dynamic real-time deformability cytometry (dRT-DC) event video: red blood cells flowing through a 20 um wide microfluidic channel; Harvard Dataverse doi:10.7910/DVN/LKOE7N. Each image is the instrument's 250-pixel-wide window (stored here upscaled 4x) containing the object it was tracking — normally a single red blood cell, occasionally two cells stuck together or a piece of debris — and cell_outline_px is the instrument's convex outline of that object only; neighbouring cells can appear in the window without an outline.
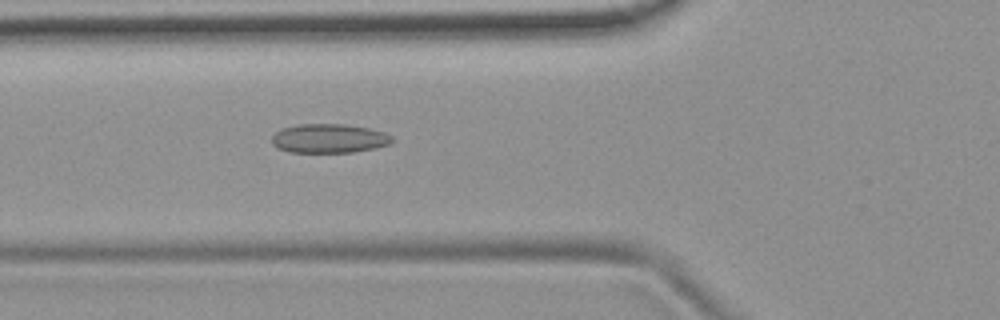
{"species": "common noctule bat (a hibernating species)", "species_latin": "Nyctalus noctula", "temperature_condition": "room temperature", "stored_images_in_passage": 53, "camera_frame_rate_fps": 3000, "um_per_image_px": 0.085, "animal": {"sex": "female", "body_mass_g": 19.9}, "frame": {"image": 1, "passage_image": 19, "time_ms": 6.0, "image_size_px": [1000, 320], "cell_outline_px": [[396, 140], [388, 144], [376, 148], [352, 152], [288, 152], [276, 148], [272, 144], [272, 136], [276, 132], [284, 128], [300, 124], [344, 124], [368, 128], [384, 132], [392, 136]], "centroid_in_image_um": [27.98, 11.77], "position_along_channel_um": 97.8, "area_um2": 20.4}}
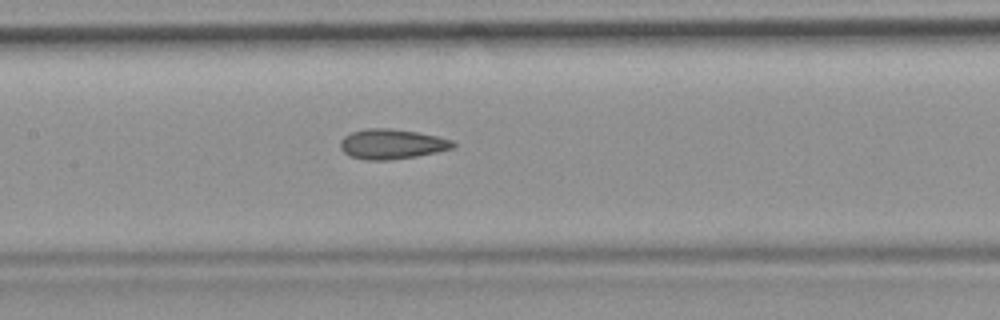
{"frame": {"image": 2, "passage_image": 25, "time_ms": 8.0, "image_size_px": [1000, 320], "cell_outline_px": [[456, 144], [452, 148], [436, 152], [416, 156], [388, 160], [364, 160], [348, 156], [340, 148], [340, 140], [344, 136], [352, 132], [364, 128], [392, 128], [416, 132], [436, 136], [452, 140]], "centroid_in_image_um": [33.25, 12.24], "position_along_channel_um": 174.1, "area_um2": 19.71}}
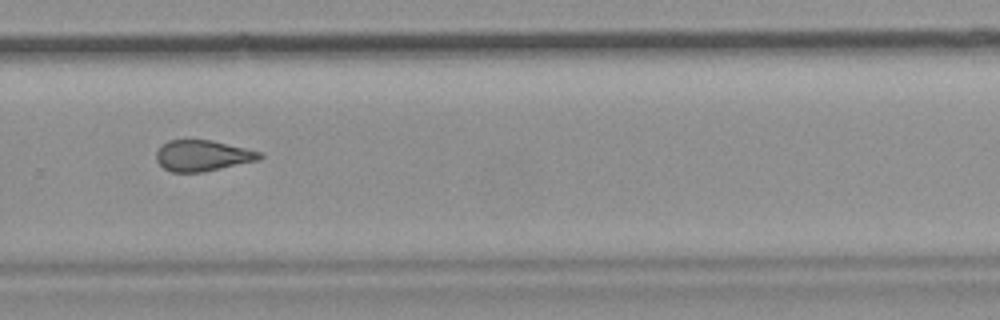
{"frame": {"image": 3, "passage_image": 36, "time_ms": 11.667, "image_size_px": [1000, 320], "cell_outline_px": [[264, 156], [260, 160], [204, 172], [172, 172], [164, 168], [156, 160], [156, 152], [168, 140], [212, 140], [260, 152]], "centroid_in_image_um": [17.23, 13.24], "position_along_channel_um": 312.6, "area_um2": 18.55}}